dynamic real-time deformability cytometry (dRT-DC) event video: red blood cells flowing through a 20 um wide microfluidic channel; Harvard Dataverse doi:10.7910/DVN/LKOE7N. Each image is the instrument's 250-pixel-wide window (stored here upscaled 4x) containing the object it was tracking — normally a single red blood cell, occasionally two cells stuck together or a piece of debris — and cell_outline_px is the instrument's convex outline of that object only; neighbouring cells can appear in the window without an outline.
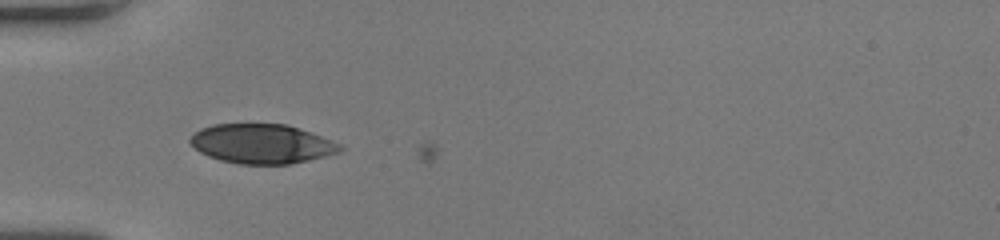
{"species": "human", "species_latin": "Homo sapiens", "temperature_condition": "room temperature", "stored_images_in_passage": 3, "camera_frame_rate_fps": 3000, "um_per_image_px": 0.085, "donor": {"sex": "female"}, "frame": {"image": 1, "passage_image": 2, "time_ms": 0.333, "image_size_px": [1000, 240], "cell_outline_px": [[344, 148], [340, 152], [308, 160], [288, 164], [240, 164], [220, 160], [208, 156], [200, 152], [188, 144], [188, 140], [200, 128], [212, 124], [288, 124], [300, 128], [340, 144]], "centroid_in_image_um": [22.22, 12.22], "position_along_channel_um": 62.8, "area_um2": 34.45}}